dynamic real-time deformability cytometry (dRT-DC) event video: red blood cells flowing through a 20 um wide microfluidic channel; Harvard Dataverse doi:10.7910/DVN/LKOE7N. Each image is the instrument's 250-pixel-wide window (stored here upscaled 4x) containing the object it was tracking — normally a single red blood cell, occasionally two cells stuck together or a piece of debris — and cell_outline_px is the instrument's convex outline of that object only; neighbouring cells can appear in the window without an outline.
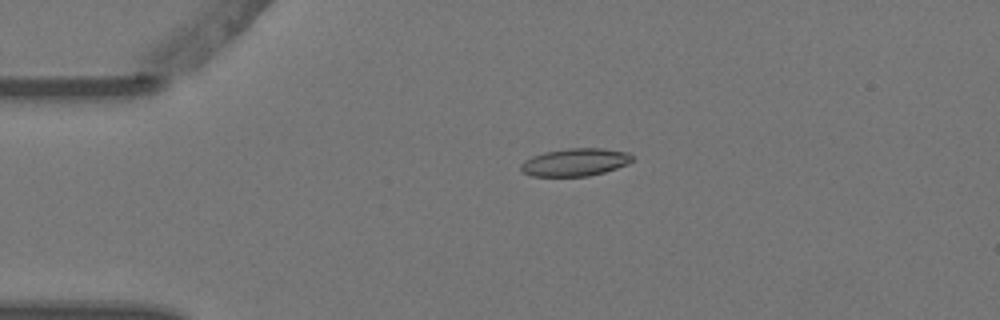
{"species": "Egyptian fruit bat (a non-hibernating species)", "species_latin": "Rousettus aegyptiacus", "temperature_condition": "warm", "stored_images_in_passage": 5, "camera_frame_rate_fps": 3000, "um_per_image_px": 0.085, "animal": {"sex": "female"}, "frame": {"image": 1, "passage_image": 4, "time_ms": 1.0, "image_size_px": [1000, 320], "cell_outline_px": [[632, 160], [628, 164], [604, 172], [588, 176], [532, 176], [524, 172], [520, 168], [520, 164], [524, 160], [532, 156], [544, 152], [568, 148], [604, 148], [628, 152], [632, 156]], "centroid_in_image_um": [48.88, 13.78], "position_along_channel_um": 36.1, "area_um2": 17.98}}